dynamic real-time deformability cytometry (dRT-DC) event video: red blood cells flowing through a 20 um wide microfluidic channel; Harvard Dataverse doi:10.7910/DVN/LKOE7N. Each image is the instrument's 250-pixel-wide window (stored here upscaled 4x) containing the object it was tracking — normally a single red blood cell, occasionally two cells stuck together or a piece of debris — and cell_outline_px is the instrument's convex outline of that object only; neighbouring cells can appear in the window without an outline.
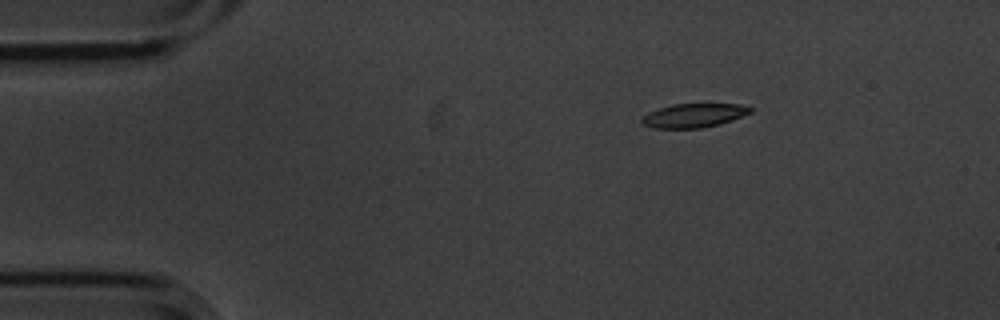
{"species": "common noctule bat (a hibernating species)", "species_latin": "Nyctalus noctula", "temperature_condition": "cold", "stored_images_in_passage": 3, "camera_frame_rate_fps": 3000, "um_per_image_px": 0.085, "animal": {"sex": "male", "body_mass_g": 20.1, "forearm_length_mm": 53.5}, "frame": {"image": 1, "passage_image": 1, "time_ms": 0.0, "image_size_px": [1000, 320], "cell_outline_px": [[752, 112], [732, 120], [720, 124], [700, 128], [656, 128], [644, 124], [640, 120], [648, 112], [672, 104], [740, 104], [752, 108]], "centroid_in_image_um": [58.99, 9.81], "position_along_channel_um": 26.0, "area_um2": 14.97}}